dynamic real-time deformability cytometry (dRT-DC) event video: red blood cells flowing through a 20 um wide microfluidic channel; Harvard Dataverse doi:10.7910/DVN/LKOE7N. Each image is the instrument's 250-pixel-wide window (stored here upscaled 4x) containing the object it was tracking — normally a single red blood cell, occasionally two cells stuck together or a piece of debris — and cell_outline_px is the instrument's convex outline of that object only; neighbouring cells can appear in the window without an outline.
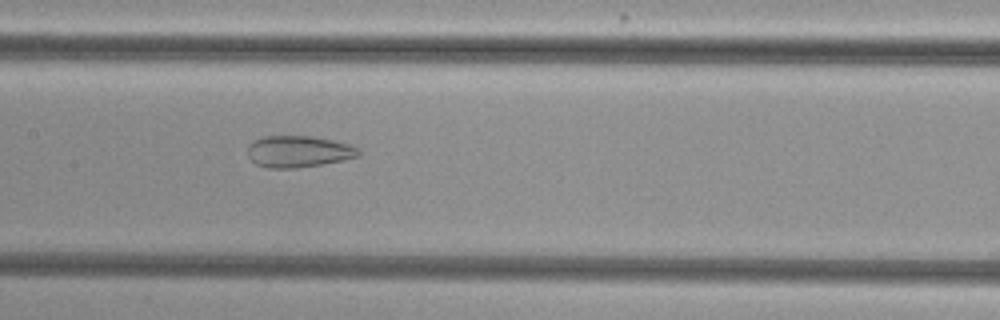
{"species": "common noctule bat (a hibernating species)", "species_latin": "Nyctalus noctula", "temperature_condition": "cold", "stored_images_in_passage": 37, "camera_frame_rate_fps": 3000, "um_per_image_px": 0.085, "animal": {"sex": "female", "body_mass_g": 29.2, "forearm_length_mm": 56.3}, "frame": {"image": 1, "passage_image": 10, "time_ms": 3.0, "image_size_px": [1000, 320], "cell_outline_px": [[360, 156], [320, 164], [296, 168], [268, 168], [256, 164], [248, 156], [248, 144], [264, 136], [312, 136], [352, 144], [360, 152]], "centroid_in_image_um": [25.36, 12.87], "position_along_channel_um": 182.0, "area_um2": 20.29}}
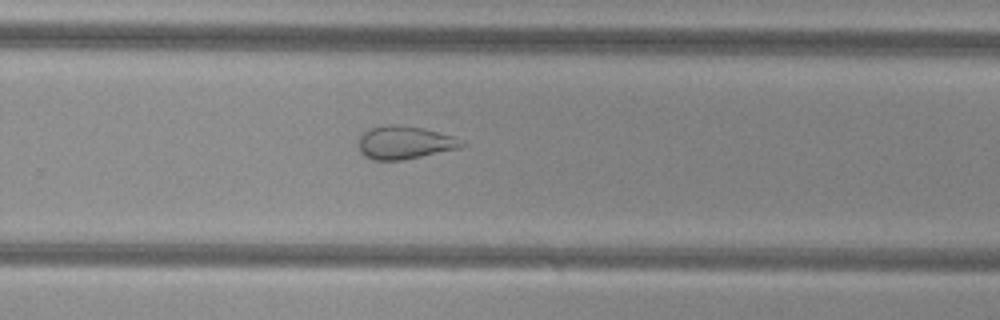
{"frame": {"image": 2, "passage_image": 19, "time_ms": 6.0, "image_size_px": [1000, 320], "cell_outline_px": [[468, 144], [460, 148], [404, 160], [372, 160], [364, 156], [360, 152], [360, 136], [368, 128], [388, 124], [396, 124], [424, 128], [452, 136]], "centroid_in_image_um": [34.39, 12.12], "position_along_channel_um": 295.4, "area_um2": 19.94}}
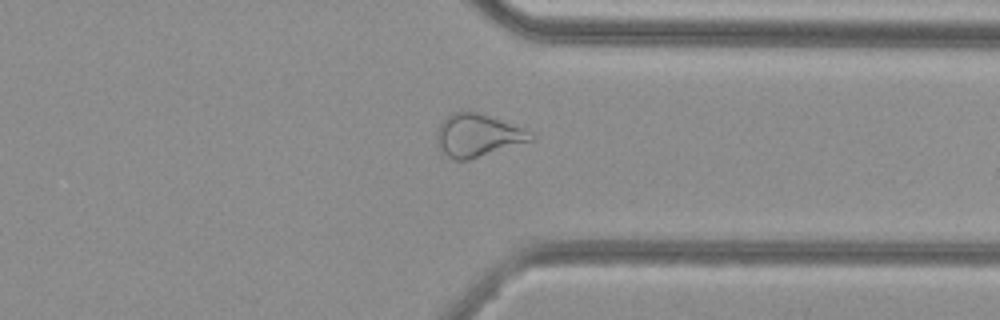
{"frame": {"image": 3, "passage_image": 25, "time_ms": 8.0, "image_size_px": [1000, 320], "cell_outline_px": [[536, 136], [532, 140], [468, 160], [452, 160], [440, 148], [436, 140], [436, 132], [440, 124], [452, 112], [468, 108], [532, 132]], "centroid_in_image_um": [40.57, 11.48], "position_along_channel_um": 370.8, "area_um2": 23.35}, "authors_computed_cell_mechanics": {"area_um2": 22.5998, "velocity_mm_per_s": 3.7867, "shape_relaxation_time_tau1_ms": null, "shape_relaxation_time_tau2_ms": 2.5628, "deformation_change_tau1": null, "deformation_change_tau2": 0.1113}}